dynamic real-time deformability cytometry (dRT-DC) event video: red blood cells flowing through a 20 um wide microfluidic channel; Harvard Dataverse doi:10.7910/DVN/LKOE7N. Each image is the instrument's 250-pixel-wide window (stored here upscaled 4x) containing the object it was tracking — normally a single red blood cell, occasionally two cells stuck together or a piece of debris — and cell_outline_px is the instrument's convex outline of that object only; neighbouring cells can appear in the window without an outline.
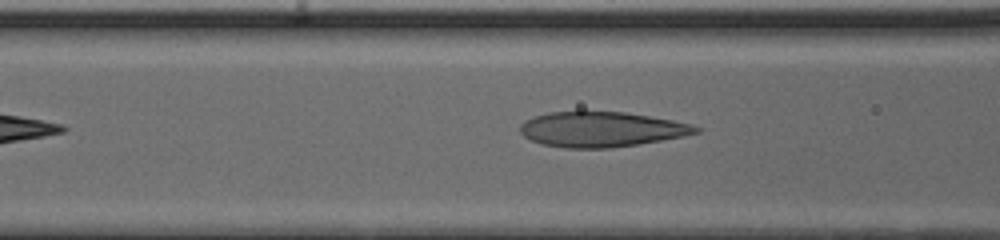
{"species": "human", "species_latin": "Homo sapiens", "temperature_condition": "cold", "stored_images_in_passage": 31, "camera_frame_rate_fps": 3000, "um_per_image_px": 0.085, "donor": {"sex": "male"}, "frame": {"image": 1, "passage_image": 5, "time_ms": 1.333, "image_size_px": [1000, 240], "cell_outline_px": [[700, 132], [684, 136], [612, 148], [564, 148], [544, 144], [532, 140], [524, 136], [520, 132], [520, 124], [524, 120], [532, 116], [548, 112], [624, 112], [672, 120], [692, 124], [700, 128]], "centroid_in_image_um": [51.09, 10.99], "position_along_channel_um": 115.5, "area_um2": 35.78}}
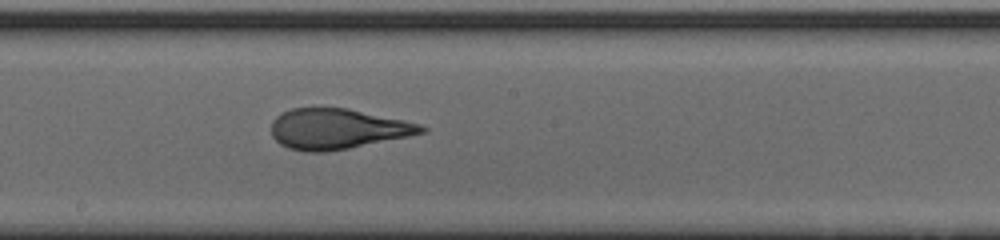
{"frame": {"image": 2, "passage_image": 13, "time_ms": 4.0, "image_size_px": [1000, 240], "cell_outline_px": [[428, 132], [348, 148], [324, 152], [308, 152], [288, 148], [280, 144], [272, 136], [272, 120], [280, 112], [292, 108], [348, 108], [404, 120], [420, 124], [428, 128]], "centroid_in_image_um": [28.67, 10.95], "position_along_channel_um": 219.5, "area_um2": 35.26}}
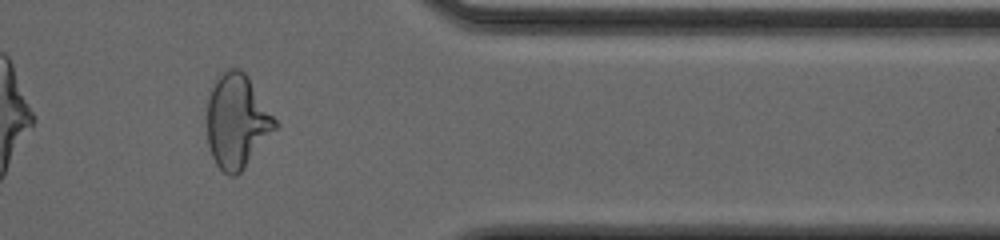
{"frame": {"image": 3, "passage_image": 27, "time_ms": 8.667, "image_size_px": [1000, 240], "cell_outline_px": [[280, 124], [244, 168], [236, 176], [228, 176], [216, 164], [212, 156], [208, 144], [204, 116], [208, 92], [216, 76], [220, 72], [228, 68], [240, 68], [248, 76]], "centroid_in_image_um": [20.1, 10.26], "position_along_channel_um": 391.3, "area_um2": 38.32}}